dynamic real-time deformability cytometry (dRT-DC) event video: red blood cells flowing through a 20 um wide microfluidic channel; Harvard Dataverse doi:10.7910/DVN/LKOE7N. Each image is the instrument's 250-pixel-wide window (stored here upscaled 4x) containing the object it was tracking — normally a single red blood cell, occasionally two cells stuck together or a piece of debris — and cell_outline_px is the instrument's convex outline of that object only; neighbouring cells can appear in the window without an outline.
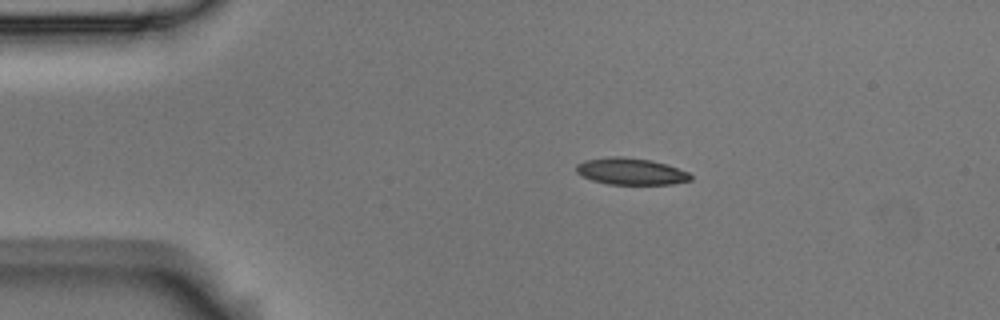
{"species": "Egyptian fruit bat (a non-hibernating species)", "species_latin": "Rousettus aegyptiacus", "temperature_condition": "room temperature", "stored_images_in_passage": 7, "camera_frame_rate_fps": 3000, "um_per_image_px": 0.085, "animal": {"sex": "male"}, "frame": {"image": 1, "passage_image": 2, "time_ms": 0.333, "image_size_px": [1000, 320], "cell_outline_px": [[692, 180], [672, 184], [608, 184], [592, 180], [576, 172], [576, 164], [584, 160], [612, 156], [620, 156], [652, 160], [688, 172], [692, 176]], "centroid_in_image_um": [53.61, 14.56], "position_along_channel_um": 31.4, "area_um2": 17.69}}
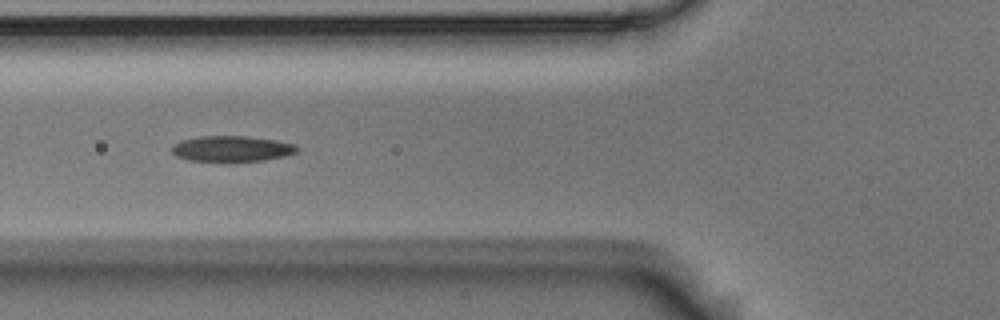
{"frame": {"image": 2, "passage_image": 5, "time_ms": 1.333, "image_size_px": [1000, 320], "cell_outline_px": [[300, 148], [296, 152], [284, 156], [260, 160], [188, 160], [176, 156], [172, 152], [172, 148], [180, 140], [200, 136], [248, 136], [276, 140], [296, 144]], "centroid_in_image_um": [19.73, 12.61], "position_along_channel_um": 106.1, "area_um2": 18.38}}
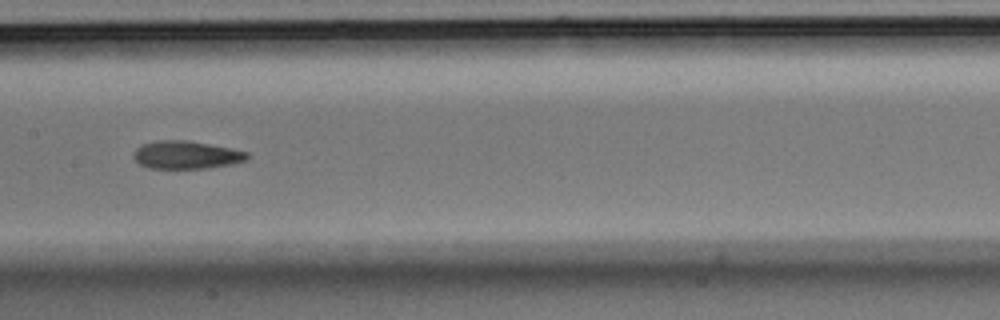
{"frame": {"image": 3, "passage_image": 7, "time_ms": 2.0, "image_size_px": [1000, 320], "cell_outline_px": [[248, 160], [232, 164], [208, 168], [148, 168], [140, 164], [132, 156], [136, 148], [140, 144], [156, 140], [184, 140], [208, 144], [248, 152]], "centroid_in_image_um": [15.8, 13.17], "position_along_channel_um": 191.6, "area_um2": 18.44}}